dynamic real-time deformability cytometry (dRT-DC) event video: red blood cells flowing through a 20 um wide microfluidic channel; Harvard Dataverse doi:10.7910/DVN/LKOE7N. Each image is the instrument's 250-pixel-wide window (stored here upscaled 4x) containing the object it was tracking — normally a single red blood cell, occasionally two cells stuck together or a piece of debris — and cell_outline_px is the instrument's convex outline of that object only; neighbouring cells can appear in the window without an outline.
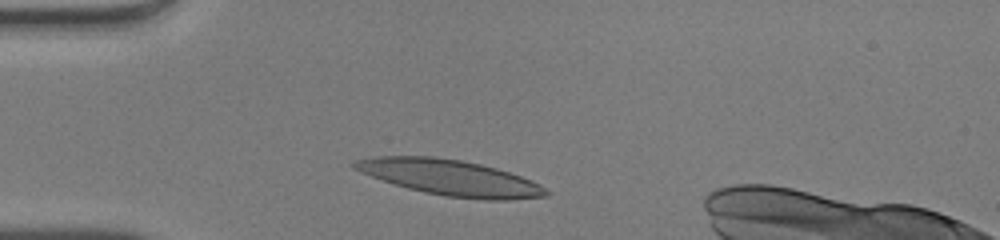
{"species": "human", "species_latin": "Homo sapiens", "temperature_condition": "warm", "stored_images_in_passage": 33, "camera_frame_rate_fps": 3000, "um_per_image_px": 0.085, "donor": {"sex": "male"}, "frame": {"image": 1, "passage_image": 5, "time_ms": 1.333, "image_size_px": [1000, 240], "cell_outline_px": [[552, 192], [548, 196], [508, 200], [484, 200], [444, 196], [424, 192], [408, 188], [372, 176], [352, 168], [348, 164], [356, 160], [376, 156], [432, 156], [460, 160], [480, 164], [496, 168], [532, 180], [540, 184]], "centroid_in_image_um": [38.3, 15.1], "position_along_channel_um": 46.7, "area_um2": 39.77}}
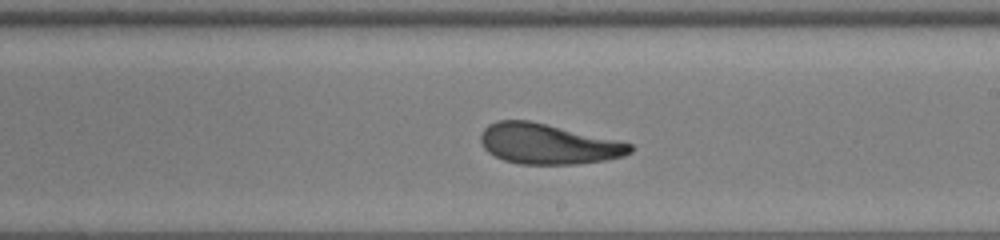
{"frame": {"image": 2, "passage_image": 21, "time_ms": 6.667, "image_size_px": [1000, 240], "cell_outline_px": [[632, 152], [624, 156], [604, 160], [576, 164], [520, 164], [504, 160], [488, 152], [484, 148], [480, 140], [480, 132], [488, 124], [496, 120], [528, 120], [616, 140], [632, 144]], "centroid_in_image_um": [46.53, 12.23], "position_along_channel_um": 242.5, "area_um2": 34.85}}
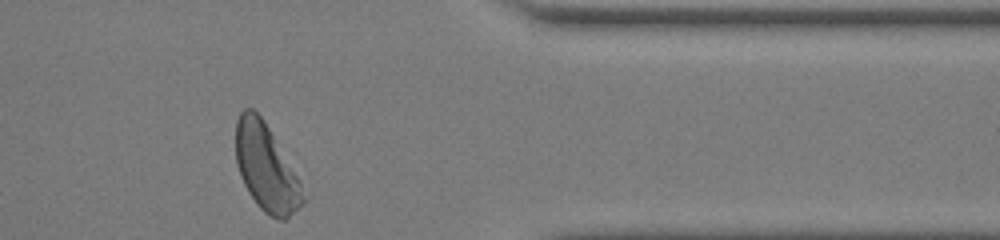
{"frame": {"image": 3, "passage_image": 33, "time_ms": 10.667, "image_size_px": [1000, 240], "cell_outline_px": [[308, 200], [304, 204], [284, 220], [276, 220], [264, 212], [260, 208], [248, 192], [240, 176], [236, 164], [236, 120], [240, 112], [244, 108], [252, 108], [264, 120], [300, 180]], "centroid_in_image_um": [22.64, 14.28], "position_along_channel_um": 388.8, "area_um2": 34.22}, "authors_computed_cell_mechanics": {"area_um2": 36.0672, "velocity_mm_per_s": 4.0732, "shape_relaxation_time_tau1_ms": 3.9046, "shape_relaxation_time_tau2_ms": 1.6992, "deformation_change_tau1": 0.2007, "deformation_change_tau2": 0.0977}}